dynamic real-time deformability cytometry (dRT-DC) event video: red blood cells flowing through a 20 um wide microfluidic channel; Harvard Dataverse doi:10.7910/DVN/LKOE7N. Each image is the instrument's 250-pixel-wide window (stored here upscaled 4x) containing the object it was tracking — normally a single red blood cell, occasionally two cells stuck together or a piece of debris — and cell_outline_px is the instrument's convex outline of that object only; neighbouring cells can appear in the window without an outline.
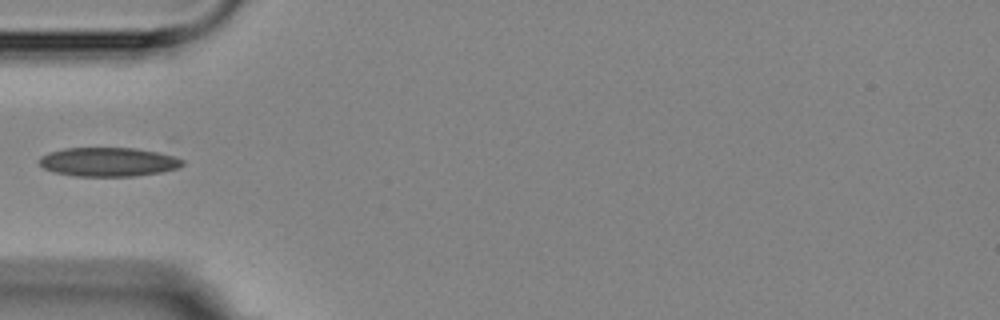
{"species": "Egyptian fruit bat (a non-hibernating species)", "species_latin": "Rousettus aegyptiacus", "temperature_condition": "room temperature", "stored_images_in_passage": 7, "camera_frame_rate_fps": 3000, "um_per_image_px": 0.085, "animal": {"sex": "female"}, "frame": {"image": 1, "passage_image": 6, "time_ms": 6.667, "image_size_px": [1000, 320], "cell_outline_px": [[184, 164], [180, 168], [160, 172], [132, 176], [76, 176], [56, 172], [44, 168], [40, 164], [40, 156], [48, 152], [64, 148], [136, 148], [176, 156], [184, 160]], "centroid_in_image_um": [9.24, 13.76], "position_along_channel_um": 75.8, "area_um2": 24.16}}
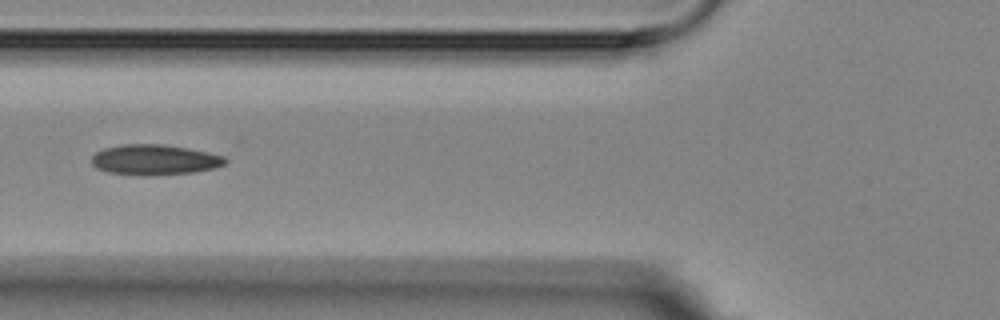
{"frame": {"image": 2, "passage_image": 7, "time_ms": 7.667, "image_size_px": [1000, 320], "cell_outline_px": [[228, 160], [224, 164], [216, 168], [192, 172], [144, 176], [108, 172], [96, 168], [92, 164], [92, 156], [96, 152], [104, 148], [120, 144], [164, 144], [188, 148], [208, 152], [224, 156]], "centroid_in_image_um": [13.13, 13.57], "position_along_channel_um": 112.7, "area_um2": 23.76}}